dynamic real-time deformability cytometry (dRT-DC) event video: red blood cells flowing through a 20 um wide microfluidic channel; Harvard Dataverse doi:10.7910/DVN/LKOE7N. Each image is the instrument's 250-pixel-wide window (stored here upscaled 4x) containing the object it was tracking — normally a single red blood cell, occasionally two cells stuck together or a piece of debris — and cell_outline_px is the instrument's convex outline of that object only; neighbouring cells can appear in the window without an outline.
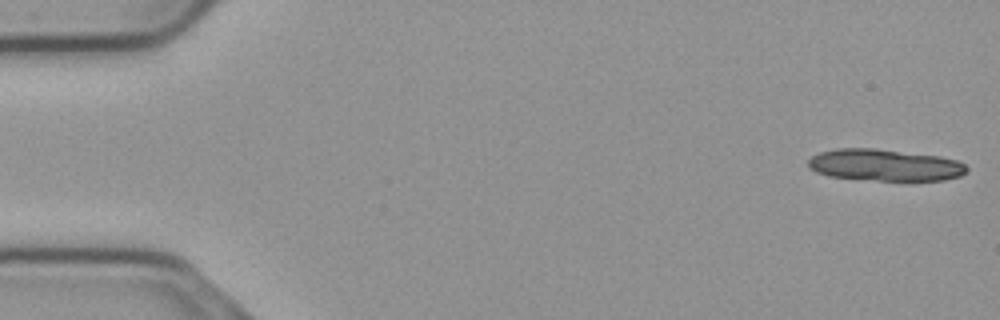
{"species": "common noctule bat (a hibernating species)", "species_latin": "Nyctalus noctula", "temperature_condition": "cold", "stored_images_in_passage": 13, "camera_frame_rate_fps": 3000, "um_per_image_px": 0.085, "animal": {"sex": "male", "body_mass_g": 23.1, "forearm_length_mm": 52.7}, "frame": {"image": 1, "passage_image": 1, "time_ms": 0.0, "image_size_px": [1000, 320], "cell_outline_px": [[968, 172], [960, 176], [944, 180], [876, 180], [828, 176], [816, 172], [808, 168], [808, 160], [812, 156], [820, 152], [836, 148], [876, 148], [940, 156], [956, 160], [964, 164], [968, 168]], "centroid_in_image_um": [75.2, 14.02], "position_along_channel_um": 9.8, "area_um2": 29.42}}